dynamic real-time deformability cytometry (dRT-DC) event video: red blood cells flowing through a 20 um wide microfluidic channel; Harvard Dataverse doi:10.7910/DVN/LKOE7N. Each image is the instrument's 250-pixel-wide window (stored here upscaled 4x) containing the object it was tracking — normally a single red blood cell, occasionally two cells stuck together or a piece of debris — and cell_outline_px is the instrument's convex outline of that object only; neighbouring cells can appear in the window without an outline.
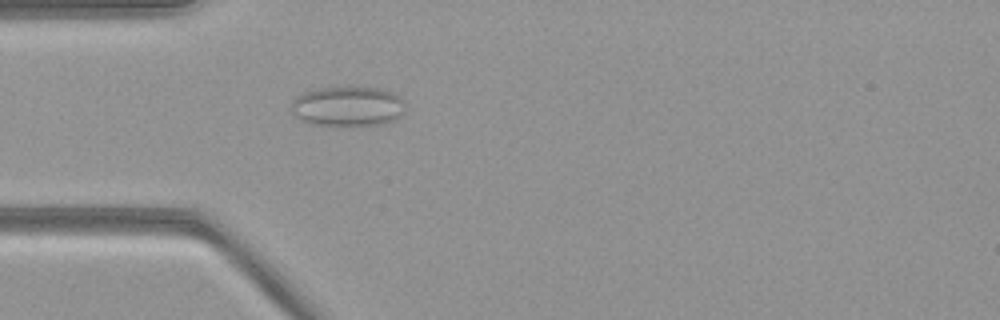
{"species": "common noctule bat (a hibernating species)", "species_latin": "Nyctalus noctula", "temperature_condition": "warm", "stored_images_in_passage": 52, "camera_frame_rate_fps": 3000, "um_per_image_px": 0.085, "animal": {"sex": "female", "body_mass_g": 21.9}, "frame": {"image": 1, "passage_image": 15, "time_ms": 4.667, "image_size_px": [1000, 320], "cell_outline_px": [[404, 112], [400, 116], [392, 120], [380, 124], [312, 124], [300, 120], [292, 112], [292, 100], [296, 96], [304, 92], [320, 88], [380, 88], [392, 92], [404, 100]], "centroid_in_image_um": [29.55, 9.02], "position_along_channel_um": 55.4, "area_um2": 25.95}}
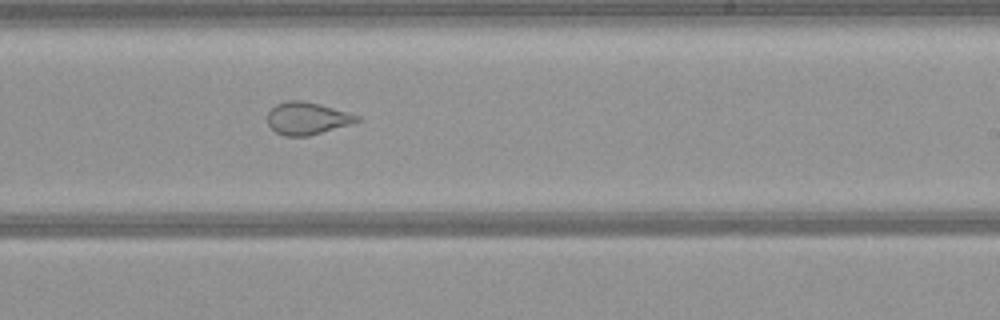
{"frame": {"image": 2, "passage_image": 31, "time_ms": 10.0, "image_size_px": [1000, 320], "cell_outline_px": [[360, 120], [352, 124], [308, 136], [284, 136], [276, 132], [268, 124], [268, 112], [276, 104], [288, 100], [304, 100], [320, 104], [348, 112], [360, 116]], "centroid_in_image_um": [26.12, 10.05], "position_along_channel_um": 262.9, "area_um2": 16.94}}
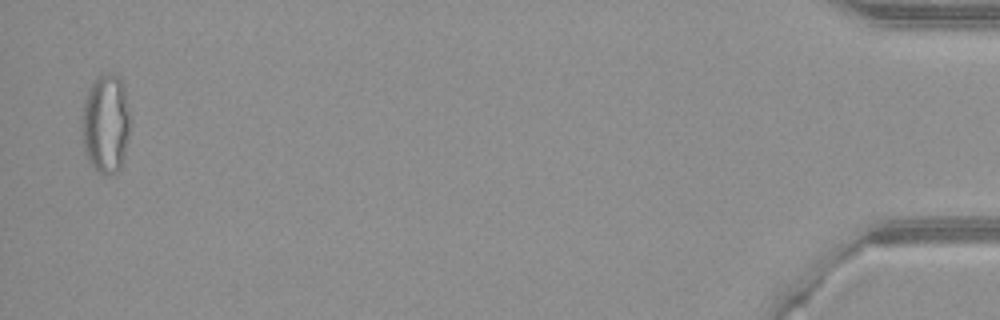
{"frame": {"image": 3, "passage_image": 51, "time_ms": 16.667, "image_size_px": [1000, 320], "cell_outline_px": [[132, 120], [124, 160], [120, 168], [116, 172], [108, 176], [96, 172], [92, 168], [88, 160], [84, 148], [80, 132], [80, 120], [84, 104], [88, 92], [96, 76], [104, 72], [112, 72], [120, 76], [124, 88]], "centroid_in_image_um": [9.0, 10.53], "position_along_channel_um": 426.2, "area_um2": 29.02}}